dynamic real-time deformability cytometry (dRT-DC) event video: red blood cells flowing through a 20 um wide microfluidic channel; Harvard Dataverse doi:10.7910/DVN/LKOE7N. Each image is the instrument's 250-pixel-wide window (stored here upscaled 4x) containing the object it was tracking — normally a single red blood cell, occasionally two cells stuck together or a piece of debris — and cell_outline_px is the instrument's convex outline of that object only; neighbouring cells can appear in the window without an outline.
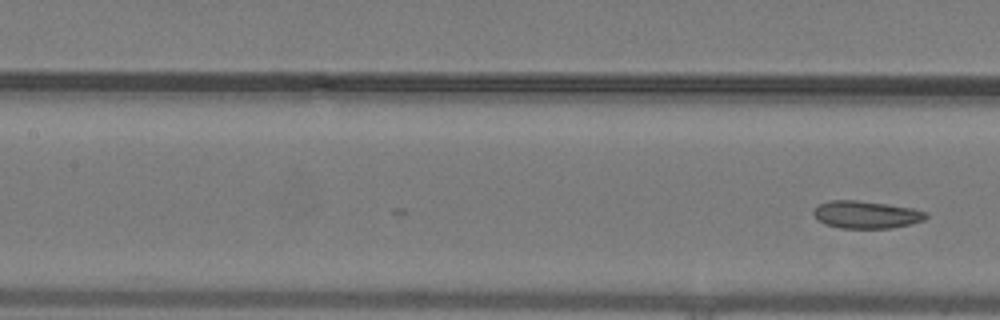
{"species": "common noctule bat (a hibernating species)", "species_latin": "Nyctalus noctula", "temperature_condition": "warm", "stored_images_in_passage": 9, "camera_frame_rate_fps": 3000, "um_per_image_px": 0.085, "animal": {"sex": "male", "body_mass_g": 19.2, "forearm_length_mm": 51.8}, "frame": {"image": 1, "passage_image": 9, "time_ms": 2.667, "image_size_px": [1000, 320], "cell_outline_px": [[928, 216], [924, 220], [892, 228], [840, 228], [824, 224], [812, 212], [812, 208], [820, 204], [832, 200], [856, 200], [888, 204], [912, 208], [928, 212]], "centroid_in_image_um": [73.63, 18.24], "position_along_channel_um": 133.8, "area_um2": 17.98}}